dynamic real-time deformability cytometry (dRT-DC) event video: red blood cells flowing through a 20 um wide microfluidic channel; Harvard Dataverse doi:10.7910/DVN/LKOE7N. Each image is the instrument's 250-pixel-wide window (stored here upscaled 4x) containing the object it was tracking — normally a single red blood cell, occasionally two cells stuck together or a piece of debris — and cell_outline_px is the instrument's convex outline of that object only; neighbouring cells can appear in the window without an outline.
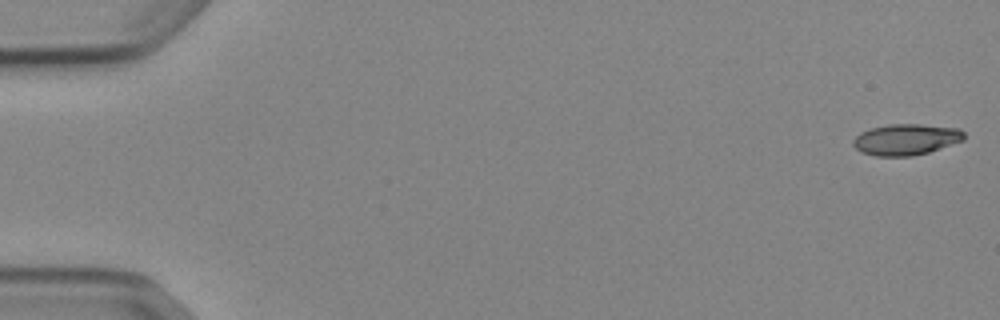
{"species": "Egyptian fruit bat (a non-hibernating species)", "species_latin": "Rousettus aegyptiacus", "temperature_condition": "cold", "stored_images_in_passage": 53, "camera_frame_rate_fps": 3000, "um_per_image_px": 0.085, "animal": {"sex": "female"}, "frame": {"image": 1, "passage_image": 1, "time_ms": 0.0, "image_size_px": [1000, 320], "cell_outline_px": [[964, 140], [928, 152], [912, 156], [876, 156], [860, 152], [852, 144], [852, 140], [860, 132], [872, 128], [888, 124], [920, 124], [960, 128], [964, 132]], "centroid_in_image_um": [77.0, 11.85], "position_along_channel_um": 8.0, "area_um2": 20.17}}
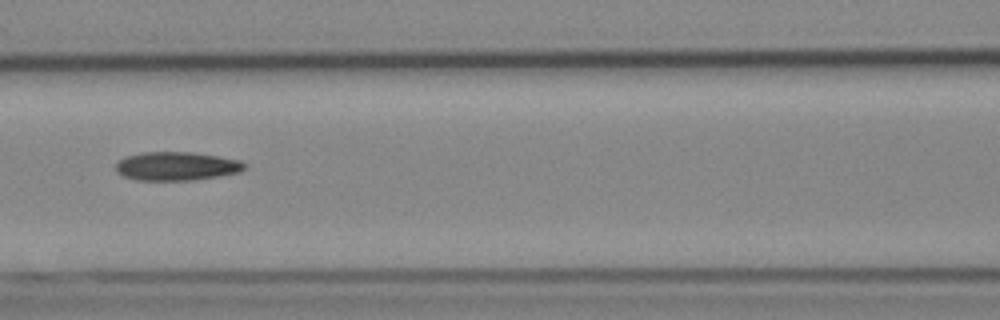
{"frame": {"image": 2, "passage_image": 24, "time_ms": 7.667, "image_size_px": [1000, 320], "cell_outline_px": [[248, 164], [240, 172], [220, 176], [192, 180], [136, 180], [124, 176], [116, 172], [116, 164], [124, 156], [144, 152], [192, 152], [240, 160]], "centroid_in_image_um": [15.01, 14.12], "position_along_channel_um": 151.6, "area_um2": 21.5}}
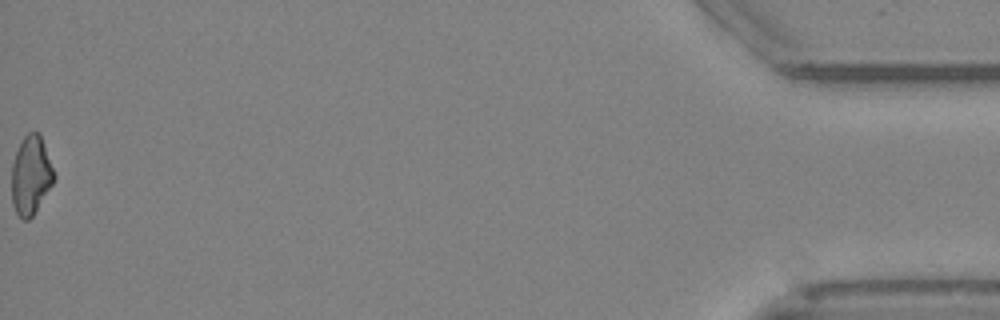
{"frame": {"image": 3, "passage_image": 53, "time_ms": 17.333, "image_size_px": [1000, 320], "cell_outline_px": [[56, 176], [52, 184], [32, 216], [28, 220], [24, 220], [16, 212], [12, 204], [12, 164], [16, 152], [24, 136], [28, 132], [40, 132]], "centroid_in_image_um": [2.63, 14.88], "position_along_channel_um": 432.6, "area_um2": 19.25}, "authors_computed_cell_mechanics": {"area_um2": 20.808, "velocity_mm_per_s": 3.8952, "shape_relaxation_time_tau1_ms": null, "shape_relaxation_time_tau2_ms": 5.4779, "deformation_change_tau1": null, "deformation_change_tau2": 0.1527}}